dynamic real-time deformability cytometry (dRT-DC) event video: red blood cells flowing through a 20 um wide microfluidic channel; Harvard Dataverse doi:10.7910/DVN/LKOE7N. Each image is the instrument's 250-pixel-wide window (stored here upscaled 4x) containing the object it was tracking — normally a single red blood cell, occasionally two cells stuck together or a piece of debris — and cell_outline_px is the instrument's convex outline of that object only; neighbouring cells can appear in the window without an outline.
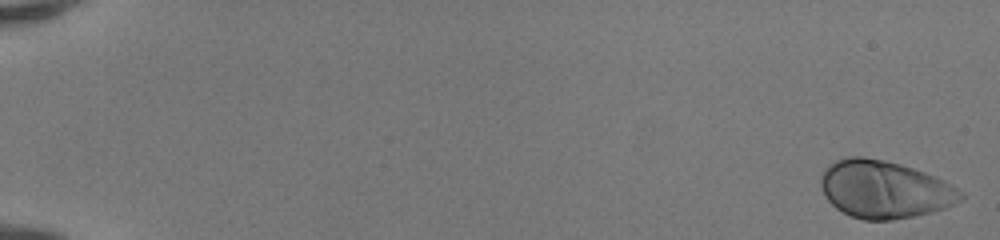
{"species": "human", "species_latin": "Homo sapiens", "temperature_condition": "room temperature", "stored_images_in_passage": 50, "camera_frame_rate_fps": 3000, "um_per_image_px": 0.085, "donor": {"sex": "female"}, "frame": {"image": 1, "passage_image": 1, "time_ms": 0.0, "image_size_px": [1000, 240], "cell_outline_px": [[964, 196], [960, 200], [944, 208], [912, 216], [892, 220], [864, 220], [852, 216], [836, 208], [824, 196], [820, 184], [820, 176], [824, 168], [836, 160], [848, 156], [864, 156], [884, 160], [900, 164], [936, 176], [964, 192]], "centroid_in_image_um": [75.14, 16.08], "position_along_channel_um": 9.9, "area_um2": 46.82}}
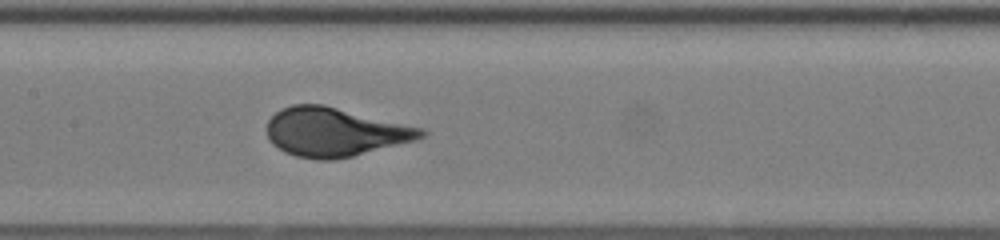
{"frame": {"image": 2, "passage_image": 27, "time_ms": 8.667, "image_size_px": [1000, 240], "cell_outline_px": [[428, 132], [424, 136], [416, 140], [352, 156], [332, 160], [316, 160], [296, 156], [284, 152], [272, 144], [268, 140], [268, 120], [276, 112], [292, 104], [324, 104], [424, 128]], "centroid_in_image_um": [28.47, 11.22], "position_along_channel_um": 178.9, "area_um2": 43.93}}
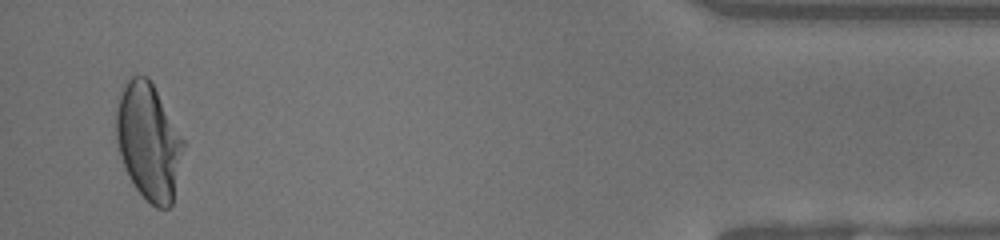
{"frame": {"image": 3, "passage_image": 49, "time_ms": 16.0, "image_size_px": [1000, 240], "cell_outline_px": [[184, 144], [172, 204], [168, 208], [156, 208], [136, 188], [128, 176], [120, 156], [116, 140], [116, 108], [124, 80], [132, 76], [148, 76], [184, 140]], "centroid_in_image_um": [12.6, 12.01], "position_along_channel_um": 422.6, "area_um2": 45.26}, "authors_computed_cell_mechanics": {"area_um2": 43.8991, "velocity_mm_per_s": 4.1689, "shape_relaxation_time_tau1_ms": 3.395, "shape_relaxation_time_tau2_ms": null, "deformation_change_tau1": 0.2003, "deformation_change_tau2": null}}